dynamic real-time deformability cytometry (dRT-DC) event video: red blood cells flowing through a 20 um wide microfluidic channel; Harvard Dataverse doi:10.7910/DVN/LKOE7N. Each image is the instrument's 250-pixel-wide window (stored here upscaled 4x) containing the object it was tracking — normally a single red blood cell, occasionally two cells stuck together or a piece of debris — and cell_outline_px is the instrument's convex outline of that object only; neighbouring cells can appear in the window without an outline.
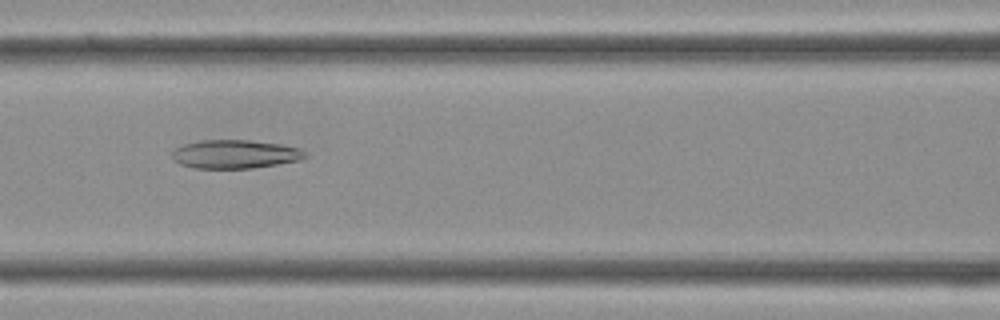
{"species": "Egyptian fruit bat (a non-hibernating species)", "species_latin": "Rousettus aegyptiacus", "temperature_condition": "cold", "stored_images_in_passage": 36, "camera_frame_rate_fps": 3000, "um_per_image_px": 0.085, "frame": {"image": 1, "passage_image": 15, "time_ms": 4.667, "image_size_px": [1000, 320], "cell_outline_px": [[308, 156], [300, 160], [252, 168], [192, 168], [180, 164], [172, 160], [172, 152], [176, 148], [184, 144], [200, 140], [248, 140], [280, 144], [300, 148]], "centroid_in_image_um": [19.95, 13.1], "position_along_channel_um": 146.6, "area_um2": 22.14}}
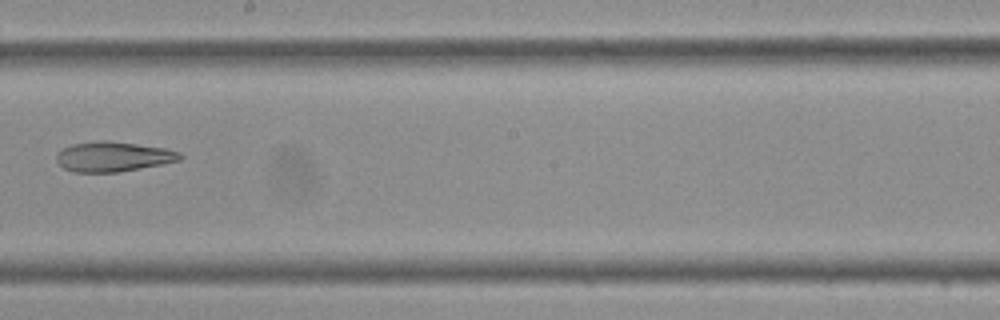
{"frame": {"image": 2, "passage_image": 20, "time_ms": 6.333, "image_size_px": [1000, 320], "cell_outline_px": [[184, 156], [180, 160], [140, 168], [116, 172], [72, 172], [64, 168], [56, 160], [56, 156], [64, 148], [72, 144], [100, 140], [108, 140], [164, 148], [180, 152]], "centroid_in_image_um": [9.62, 13.31], "position_along_channel_um": 238.6, "area_um2": 21.33}}
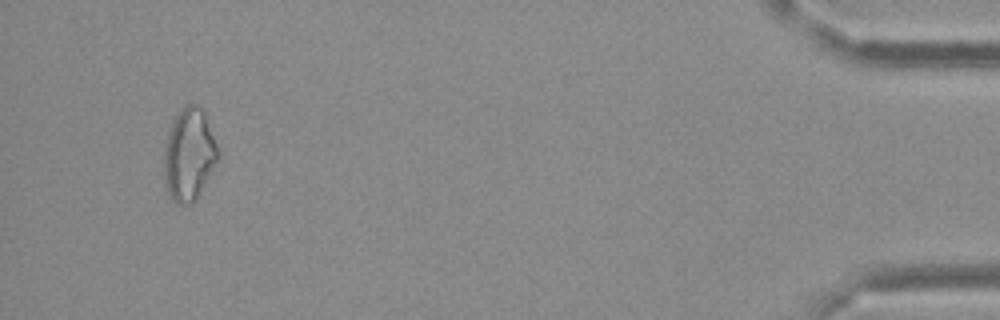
{"frame": {"image": 3, "passage_image": 34, "time_ms": 11.0, "image_size_px": [1000, 320], "cell_outline_px": [[220, 156], [196, 200], [192, 204], [176, 204], [168, 196], [164, 184], [164, 148], [168, 128], [172, 120], [188, 104], [196, 104], [204, 108], [220, 152]], "centroid_in_image_um": [16.07, 13.15], "position_along_channel_um": 419.1, "area_um2": 29.65}}